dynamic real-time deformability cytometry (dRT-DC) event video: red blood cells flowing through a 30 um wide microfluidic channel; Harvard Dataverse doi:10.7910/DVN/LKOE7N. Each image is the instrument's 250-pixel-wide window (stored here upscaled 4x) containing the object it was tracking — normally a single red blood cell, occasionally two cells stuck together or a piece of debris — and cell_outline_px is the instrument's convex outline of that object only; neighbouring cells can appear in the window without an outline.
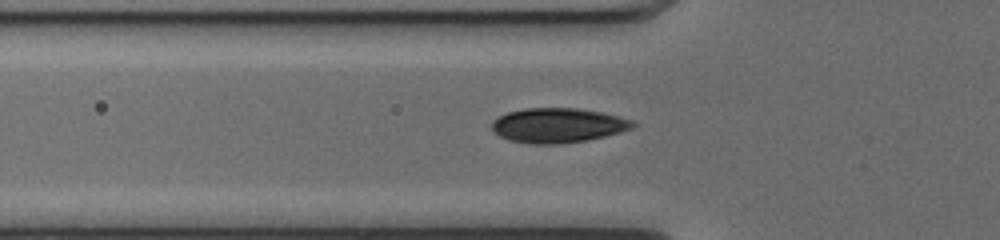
{"species": "common noctule bat (a hibernating species)", "species_latin": "Nyctalus noctula", "temperature_condition": "cold", "stored_images_in_passage": 34, "camera_frame_rate_fps": 3000, "um_per_image_px": 0.085, "animal": {"sex": "female", "body_mass_g": 17.0, "forearm_length_mm": 48.0}, "frame": {"image": 1, "passage_image": 4, "time_ms": 1.0, "image_size_px": [1000, 240], "cell_outline_px": [[636, 124], [632, 128], [620, 132], [588, 140], [560, 144], [532, 144], [508, 140], [492, 132], [492, 120], [508, 112], [524, 108], [576, 108], [600, 112], [620, 116], [632, 120]], "centroid_in_image_um": [47.4, 10.66], "position_along_channel_um": 78.4, "area_um2": 28.55}}
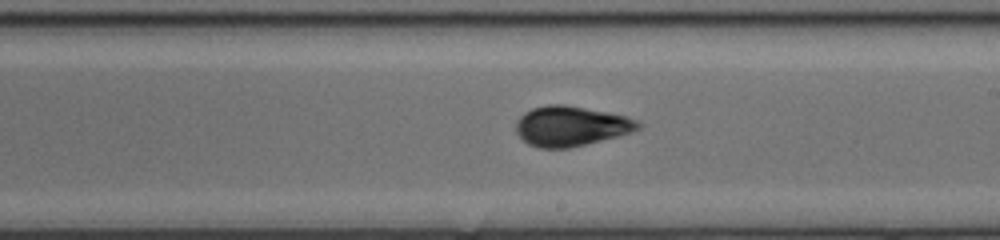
{"frame": {"image": 2, "passage_image": 16, "time_ms": 5.0, "image_size_px": [1000, 240], "cell_outline_px": [[640, 128], [616, 136], [568, 148], [540, 148], [528, 144], [516, 132], [516, 120], [524, 112], [532, 108], [548, 104], [564, 104], [624, 116], [636, 120], [640, 124]], "centroid_in_image_um": [48.45, 10.71], "position_along_channel_um": 240.6, "area_um2": 27.92}}
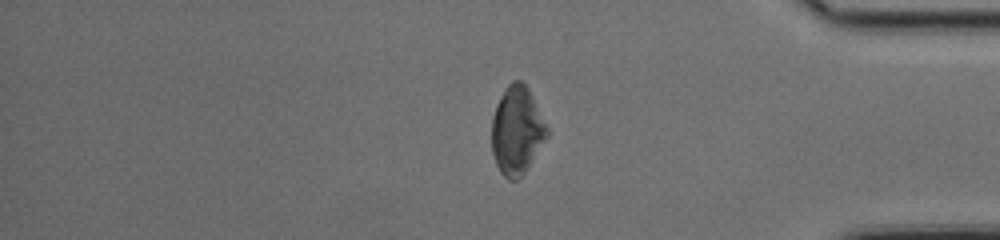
{"frame": {"image": 3, "passage_image": 29, "time_ms": 9.333, "image_size_px": [1000, 240], "cell_outline_px": [[548, 132], [544, 140], [532, 160], [524, 172], [516, 180], [508, 180], [500, 172], [496, 164], [492, 152], [492, 120], [496, 104], [504, 88], [512, 80], [520, 80], [528, 88], [548, 128]], "centroid_in_image_um": [43.9, 11.07], "position_along_channel_um": 391.3, "area_um2": 27.98}, "authors_computed_cell_mechanics": {"area_um2": 28.0908, "velocity_mm_per_s": 4.037, "shape_relaxation_time_tau1_ms": 8.7655, "shape_relaxation_time_tau2_ms": 1.6486, "deformation_change_tau1": 0.2062, "deformation_change_tau2": 0.0448}}